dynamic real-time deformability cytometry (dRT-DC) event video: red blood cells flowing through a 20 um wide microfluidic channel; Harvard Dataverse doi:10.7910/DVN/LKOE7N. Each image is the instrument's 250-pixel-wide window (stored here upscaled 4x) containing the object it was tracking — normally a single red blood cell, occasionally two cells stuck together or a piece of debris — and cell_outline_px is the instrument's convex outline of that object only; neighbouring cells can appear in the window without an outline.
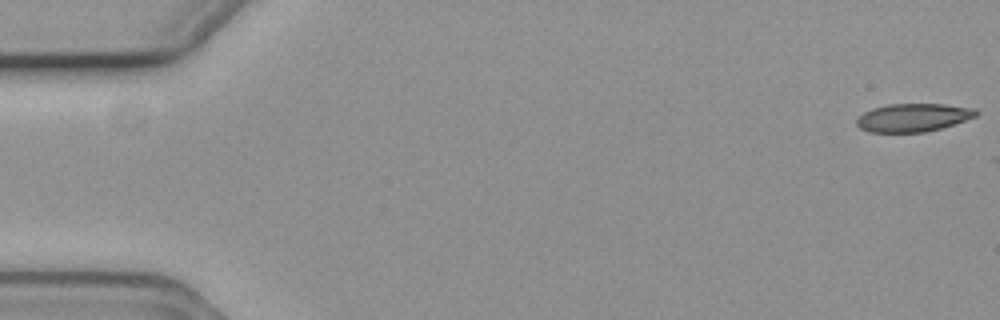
{"species": "common noctule bat (a hibernating species)", "species_latin": "Nyctalus noctula", "temperature_condition": "cold", "stored_images_in_passage": 19, "camera_frame_rate_fps": 3000, "um_per_image_px": 0.085, "animal": {"sex": "female", "body_mass_g": 19.3, "forearm_length_mm": 54.1}, "frame": {"image": 1, "passage_image": 1, "time_ms": 0.0, "image_size_px": [1000, 320], "cell_outline_px": [[980, 112], [976, 116], [940, 128], [924, 132], [868, 132], [860, 128], [856, 124], [856, 120], [864, 112], [872, 108], [888, 104], [944, 104], [976, 108]], "centroid_in_image_um": [77.61, 9.98], "position_along_channel_um": 7.4, "area_um2": 19.54}}
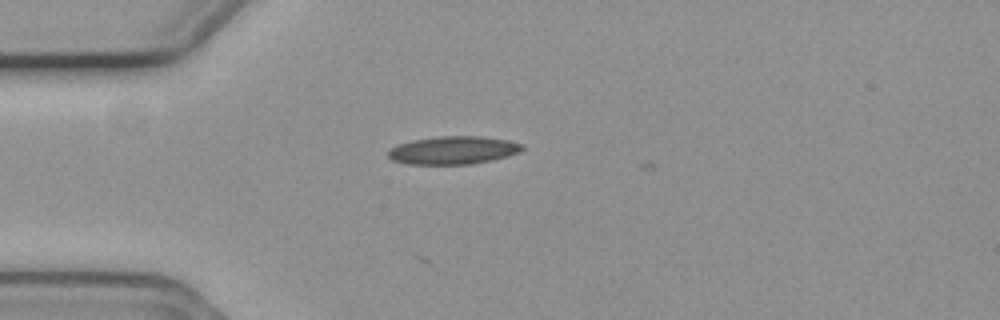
{"frame": {"image": 2, "passage_image": 15, "time_ms": 4.667, "image_size_px": [1000, 320], "cell_outline_px": [[524, 148], [520, 152], [508, 156], [492, 160], [472, 164], [408, 164], [392, 160], [388, 156], [388, 152], [396, 144], [412, 140], [436, 136], [480, 136], [508, 140], [524, 144]], "centroid_in_image_um": [38.54, 12.76], "position_along_channel_um": 46.5, "area_um2": 22.02}}